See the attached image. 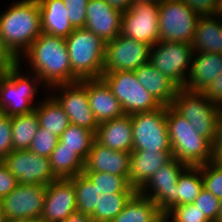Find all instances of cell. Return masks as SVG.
<instances>
[{
  "label": "cell",
  "instance_id": "cell-32",
  "mask_svg": "<svg viewBox=\"0 0 222 222\" xmlns=\"http://www.w3.org/2000/svg\"><path fill=\"white\" fill-rule=\"evenodd\" d=\"M13 150H28L40 127L35 111L11 116Z\"/></svg>",
  "mask_w": 222,
  "mask_h": 222
},
{
  "label": "cell",
  "instance_id": "cell-41",
  "mask_svg": "<svg viewBox=\"0 0 222 222\" xmlns=\"http://www.w3.org/2000/svg\"><path fill=\"white\" fill-rule=\"evenodd\" d=\"M196 12L200 17L222 14V0H179Z\"/></svg>",
  "mask_w": 222,
  "mask_h": 222
},
{
  "label": "cell",
  "instance_id": "cell-31",
  "mask_svg": "<svg viewBox=\"0 0 222 222\" xmlns=\"http://www.w3.org/2000/svg\"><path fill=\"white\" fill-rule=\"evenodd\" d=\"M204 188L200 166H187L180 174L175 191V206L192 204Z\"/></svg>",
  "mask_w": 222,
  "mask_h": 222
},
{
  "label": "cell",
  "instance_id": "cell-3",
  "mask_svg": "<svg viewBox=\"0 0 222 222\" xmlns=\"http://www.w3.org/2000/svg\"><path fill=\"white\" fill-rule=\"evenodd\" d=\"M166 123L173 157L186 166L211 161L212 144L171 106H167Z\"/></svg>",
  "mask_w": 222,
  "mask_h": 222
},
{
  "label": "cell",
  "instance_id": "cell-29",
  "mask_svg": "<svg viewBox=\"0 0 222 222\" xmlns=\"http://www.w3.org/2000/svg\"><path fill=\"white\" fill-rule=\"evenodd\" d=\"M34 111L38 116L40 127L46 128L47 131L54 133L58 137L70 125L66 112L53 96L47 97V100L38 103Z\"/></svg>",
  "mask_w": 222,
  "mask_h": 222
},
{
  "label": "cell",
  "instance_id": "cell-8",
  "mask_svg": "<svg viewBox=\"0 0 222 222\" xmlns=\"http://www.w3.org/2000/svg\"><path fill=\"white\" fill-rule=\"evenodd\" d=\"M200 16L179 0H163L158 11L159 41L191 44Z\"/></svg>",
  "mask_w": 222,
  "mask_h": 222
},
{
  "label": "cell",
  "instance_id": "cell-16",
  "mask_svg": "<svg viewBox=\"0 0 222 222\" xmlns=\"http://www.w3.org/2000/svg\"><path fill=\"white\" fill-rule=\"evenodd\" d=\"M187 166L173 157L168 163L159 168L150 180L139 190L157 204L159 210L166 215L175 207V191L178 178ZM148 187L153 192L147 193Z\"/></svg>",
  "mask_w": 222,
  "mask_h": 222
},
{
  "label": "cell",
  "instance_id": "cell-4",
  "mask_svg": "<svg viewBox=\"0 0 222 222\" xmlns=\"http://www.w3.org/2000/svg\"><path fill=\"white\" fill-rule=\"evenodd\" d=\"M65 41L73 74L79 80L102 78L106 43L85 28H75Z\"/></svg>",
  "mask_w": 222,
  "mask_h": 222
},
{
  "label": "cell",
  "instance_id": "cell-25",
  "mask_svg": "<svg viewBox=\"0 0 222 222\" xmlns=\"http://www.w3.org/2000/svg\"><path fill=\"white\" fill-rule=\"evenodd\" d=\"M38 4L43 33L67 38L74 31L63 0H38Z\"/></svg>",
  "mask_w": 222,
  "mask_h": 222
},
{
  "label": "cell",
  "instance_id": "cell-13",
  "mask_svg": "<svg viewBox=\"0 0 222 222\" xmlns=\"http://www.w3.org/2000/svg\"><path fill=\"white\" fill-rule=\"evenodd\" d=\"M2 162L21 185L47 186L58 179L51 170L50 158L39 156L29 150H13Z\"/></svg>",
  "mask_w": 222,
  "mask_h": 222
},
{
  "label": "cell",
  "instance_id": "cell-49",
  "mask_svg": "<svg viewBox=\"0 0 222 222\" xmlns=\"http://www.w3.org/2000/svg\"><path fill=\"white\" fill-rule=\"evenodd\" d=\"M9 222H43V221L39 218H28V219L13 220V221H9Z\"/></svg>",
  "mask_w": 222,
  "mask_h": 222
},
{
  "label": "cell",
  "instance_id": "cell-5",
  "mask_svg": "<svg viewBox=\"0 0 222 222\" xmlns=\"http://www.w3.org/2000/svg\"><path fill=\"white\" fill-rule=\"evenodd\" d=\"M20 64L18 61L4 70L0 69V111L9 116L33 112L36 106L31 104L38 92L37 83H42L36 74L33 78L23 76Z\"/></svg>",
  "mask_w": 222,
  "mask_h": 222
},
{
  "label": "cell",
  "instance_id": "cell-46",
  "mask_svg": "<svg viewBox=\"0 0 222 222\" xmlns=\"http://www.w3.org/2000/svg\"><path fill=\"white\" fill-rule=\"evenodd\" d=\"M18 60L5 47L0 34V69L4 70L9 66L16 64Z\"/></svg>",
  "mask_w": 222,
  "mask_h": 222
},
{
  "label": "cell",
  "instance_id": "cell-28",
  "mask_svg": "<svg viewBox=\"0 0 222 222\" xmlns=\"http://www.w3.org/2000/svg\"><path fill=\"white\" fill-rule=\"evenodd\" d=\"M163 216L156 203L136 191L111 222H157Z\"/></svg>",
  "mask_w": 222,
  "mask_h": 222
},
{
  "label": "cell",
  "instance_id": "cell-6",
  "mask_svg": "<svg viewBox=\"0 0 222 222\" xmlns=\"http://www.w3.org/2000/svg\"><path fill=\"white\" fill-rule=\"evenodd\" d=\"M171 107L213 144L222 107L208 100L203 92H191L184 88L178 89Z\"/></svg>",
  "mask_w": 222,
  "mask_h": 222
},
{
  "label": "cell",
  "instance_id": "cell-35",
  "mask_svg": "<svg viewBox=\"0 0 222 222\" xmlns=\"http://www.w3.org/2000/svg\"><path fill=\"white\" fill-rule=\"evenodd\" d=\"M131 197H109L95 208L90 216L92 222H111L124 208Z\"/></svg>",
  "mask_w": 222,
  "mask_h": 222
},
{
  "label": "cell",
  "instance_id": "cell-44",
  "mask_svg": "<svg viewBox=\"0 0 222 222\" xmlns=\"http://www.w3.org/2000/svg\"><path fill=\"white\" fill-rule=\"evenodd\" d=\"M203 93L208 100L222 107V72Z\"/></svg>",
  "mask_w": 222,
  "mask_h": 222
},
{
  "label": "cell",
  "instance_id": "cell-7",
  "mask_svg": "<svg viewBox=\"0 0 222 222\" xmlns=\"http://www.w3.org/2000/svg\"><path fill=\"white\" fill-rule=\"evenodd\" d=\"M102 79L119 100L125 114L149 112L162 105L139 83L134 71L102 73Z\"/></svg>",
  "mask_w": 222,
  "mask_h": 222
},
{
  "label": "cell",
  "instance_id": "cell-9",
  "mask_svg": "<svg viewBox=\"0 0 222 222\" xmlns=\"http://www.w3.org/2000/svg\"><path fill=\"white\" fill-rule=\"evenodd\" d=\"M166 114L167 106L131 114L133 150L172 151Z\"/></svg>",
  "mask_w": 222,
  "mask_h": 222
},
{
  "label": "cell",
  "instance_id": "cell-53",
  "mask_svg": "<svg viewBox=\"0 0 222 222\" xmlns=\"http://www.w3.org/2000/svg\"><path fill=\"white\" fill-rule=\"evenodd\" d=\"M157 222H171L169 221L168 217L167 216H163L161 219H159Z\"/></svg>",
  "mask_w": 222,
  "mask_h": 222
},
{
  "label": "cell",
  "instance_id": "cell-50",
  "mask_svg": "<svg viewBox=\"0 0 222 222\" xmlns=\"http://www.w3.org/2000/svg\"><path fill=\"white\" fill-rule=\"evenodd\" d=\"M163 0H132V3L145 2L160 5Z\"/></svg>",
  "mask_w": 222,
  "mask_h": 222
},
{
  "label": "cell",
  "instance_id": "cell-15",
  "mask_svg": "<svg viewBox=\"0 0 222 222\" xmlns=\"http://www.w3.org/2000/svg\"><path fill=\"white\" fill-rule=\"evenodd\" d=\"M46 187L42 184H18L1 200L7 222L28 218L40 219L44 208Z\"/></svg>",
  "mask_w": 222,
  "mask_h": 222
},
{
  "label": "cell",
  "instance_id": "cell-48",
  "mask_svg": "<svg viewBox=\"0 0 222 222\" xmlns=\"http://www.w3.org/2000/svg\"><path fill=\"white\" fill-rule=\"evenodd\" d=\"M108 4H110L113 8L120 10L121 12H125L132 5V0H105Z\"/></svg>",
  "mask_w": 222,
  "mask_h": 222
},
{
  "label": "cell",
  "instance_id": "cell-43",
  "mask_svg": "<svg viewBox=\"0 0 222 222\" xmlns=\"http://www.w3.org/2000/svg\"><path fill=\"white\" fill-rule=\"evenodd\" d=\"M18 181L16 177L8 170V168L0 161V200L11 193L16 186Z\"/></svg>",
  "mask_w": 222,
  "mask_h": 222
},
{
  "label": "cell",
  "instance_id": "cell-37",
  "mask_svg": "<svg viewBox=\"0 0 222 222\" xmlns=\"http://www.w3.org/2000/svg\"><path fill=\"white\" fill-rule=\"evenodd\" d=\"M204 181V188L210 191L214 196L222 198V165L207 162L200 166Z\"/></svg>",
  "mask_w": 222,
  "mask_h": 222
},
{
  "label": "cell",
  "instance_id": "cell-24",
  "mask_svg": "<svg viewBox=\"0 0 222 222\" xmlns=\"http://www.w3.org/2000/svg\"><path fill=\"white\" fill-rule=\"evenodd\" d=\"M139 83L162 106H171L178 87L150 62L134 70Z\"/></svg>",
  "mask_w": 222,
  "mask_h": 222
},
{
  "label": "cell",
  "instance_id": "cell-39",
  "mask_svg": "<svg viewBox=\"0 0 222 222\" xmlns=\"http://www.w3.org/2000/svg\"><path fill=\"white\" fill-rule=\"evenodd\" d=\"M165 216L171 222H210L193 203L175 206Z\"/></svg>",
  "mask_w": 222,
  "mask_h": 222
},
{
  "label": "cell",
  "instance_id": "cell-26",
  "mask_svg": "<svg viewBox=\"0 0 222 222\" xmlns=\"http://www.w3.org/2000/svg\"><path fill=\"white\" fill-rule=\"evenodd\" d=\"M68 179L73 183L76 191L77 210L89 216L106 198L133 196V194H114V190H103L96 187L83 173Z\"/></svg>",
  "mask_w": 222,
  "mask_h": 222
},
{
  "label": "cell",
  "instance_id": "cell-20",
  "mask_svg": "<svg viewBox=\"0 0 222 222\" xmlns=\"http://www.w3.org/2000/svg\"><path fill=\"white\" fill-rule=\"evenodd\" d=\"M85 89L90 108L98 124L125 114L119 100L102 78L85 79Z\"/></svg>",
  "mask_w": 222,
  "mask_h": 222
},
{
  "label": "cell",
  "instance_id": "cell-19",
  "mask_svg": "<svg viewBox=\"0 0 222 222\" xmlns=\"http://www.w3.org/2000/svg\"><path fill=\"white\" fill-rule=\"evenodd\" d=\"M130 156V152L104 147L95 140L84 163L83 172L109 173L129 180Z\"/></svg>",
  "mask_w": 222,
  "mask_h": 222
},
{
  "label": "cell",
  "instance_id": "cell-27",
  "mask_svg": "<svg viewBox=\"0 0 222 222\" xmlns=\"http://www.w3.org/2000/svg\"><path fill=\"white\" fill-rule=\"evenodd\" d=\"M191 45L193 52L222 54V14L200 17Z\"/></svg>",
  "mask_w": 222,
  "mask_h": 222
},
{
  "label": "cell",
  "instance_id": "cell-52",
  "mask_svg": "<svg viewBox=\"0 0 222 222\" xmlns=\"http://www.w3.org/2000/svg\"><path fill=\"white\" fill-rule=\"evenodd\" d=\"M218 222H222V198L220 199V208L218 213Z\"/></svg>",
  "mask_w": 222,
  "mask_h": 222
},
{
  "label": "cell",
  "instance_id": "cell-22",
  "mask_svg": "<svg viewBox=\"0 0 222 222\" xmlns=\"http://www.w3.org/2000/svg\"><path fill=\"white\" fill-rule=\"evenodd\" d=\"M172 158V151L133 150L130 156V185L139 191Z\"/></svg>",
  "mask_w": 222,
  "mask_h": 222
},
{
  "label": "cell",
  "instance_id": "cell-18",
  "mask_svg": "<svg viewBox=\"0 0 222 222\" xmlns=\"http://www.w3.org/2000/svg\"><path fill=\"white\" fill-rule=\"evenodd\" d=\"M86 14L84 28L92 31L105 43L120 34L122 12L113 8L105 0H89Z\"/></svg>",
  "mask_w": 222,
  "mask_h": 222
},
{
  "label": "cell",
  "instance_id": "cell-23",
  "mask_svg": "<svg viewBox=\"0 0 222 222\" xmlns=\"http://www.w3.org/2000/svg\"><path fill=\"white\" fill-rule=\"evenodd\" d=\"M96 141L116 151H133V130L131 115L107 120L99 123L96 134Z\"/></svg>",
  "mask_w": 222,
  "mask_h": 222
},
{
  "label": "cell",
  "instance_id": "cell-1",
  "mask_svg": "<svg viewBox=\"0 0 222 222\" xmlns=\"http://www.w3.org/2000/svg\"><path fill=\"white\" fill-rule=\"evenodd\" d=\"M24 55L47 87L80 81L72 72L65 38L42 32Z\"/></svg>",
  "mask_w": 222,
  "mask_h": 222
},
{
  "label": "cell",
  "instance_id": "cell-21",
  "mask_svg": "<svg viewBox=\"0 0 222 222\" xmlns=\"http://www.w3.org/2000/svg\"><path fill=\"white\" fill-rule=\"evenodd\" d=\"M221 72L222 54L193 52L191 70L183 88L191 92H204Z\"/></svg>",
  "mask_w": 222,
  "mask_h": 222
},
{
  "label": "cell",
  "instance_id": "cell-2",
  "mask_svg": "<svg viewBox=\"0 0 222 222\" xmlns=\"http://www.w3.org/2000/svg\"><path fill=\"white\" fill-rule=\"evenodd\" d=\"M41 33L38 0L18 1L0 15L3 43L18 61Z\"/></svg>",
  "mask_w": 222,
  "mask_h": 222
},
{
  "label": "cell",
  "instance_id": "cell-33",
  "mask_svg": "<svg viewBox=\"0 0 222 222\" xmlns=\"http://www.w3.org/2000/svg\"><path fill=\"white\" fill-rule=\"evenodd\" d=\"M59 138L61 147L73 150V153L77 154L84 162L96 140L93 131L74 124H70Z\"/></svg>",
  "mask_w": 222,
  "mask_h": 222
},
{
  "label": "cell",
  "instance_id": "cell-14",
  "mask_svg": "<svg viewBox=\"0 0 222 222\" xmlns=\"http://www.w3.org/2000/svg\"><path fill=\"white\" fill-rule=\"evenodd\" d=\"M53 87L56 90L58 88L62 91V94L52 96L66 112L70 124L84 127L96 134L99 124L89 105L87 90L85 89V79L74 83L54 85L51 88Z\"/></svg>",
  "mask_w": 222,
  "mask_h": 222
},
{
  "label": "cell",
  "instance_id": "cell-11",
  "mask_svg": "<svg viewBox=\"0 0 222 222\" xmlns=\"http://www.w3.org/2000/svg\"><path fill=\"white\" fill-rule=\"evenodd\" d=\"M151 46L119 34L106 43L103 73L134 71L149 62Z\"/></svg>",
  "mask_w": 222,
  "mask_h": 222
},
{
  "label": "cell",
  "instance_id": "cell-34",
  "mask_svg": "<svg viewBox=\"0 0 222 222\" xmlns=\"http://www.w3.org/2000/svg\"><path fill=\"white\" fill-rule=\"evenodd\" d=\"M83 174L96 187L103 190H114V194H134L136 192L124 176L103 172H83Z\"/></svg>",
  "mask_w": 222,
  "mask_h": 222
},
{
  "label": "cell",
  "instance_id": "cell-38",
  "mask_svg": "<svg viewBox=\"0 0 222 222\" xmlns=\"http://www.w3.org/2000/svg\"><path fill=\"white\" fill-rule=\"evenodd\" d=\"M210 222H218L220 199L203 188L193 203Z\"/></svg>",
  "mask_w": 222,
  "mask_h": 222
},
{
  "label": "cell",
  "instance_id": "cell-17",
  "mask_svg": "<svg viewBox=\"0 0 222 222\" xmlns=\"http://www.w3.org/2000/svg\"><path fill=\"white\" fill-rule=\"evenodd\" d=\"M76 210V191L68 178L57 179L47 185L40 217L43 222H63Z\"/></svg>",
  "mask_w": 222,
  "mask_h": 222
},
{
  "label": "cell",
  "instance_id": "cell-42",
  "mask_svg": "<svg viewBox=\"0 0 222 222\" xmlns=\"http://www.w3.org/2000/svg\"><path fill=\"white\" fill-rule=\"evenodd\" d=\"M13 151L11 116L0 112V161Z\"/></svg>",
  "mask_w": 222,
  "mask_h": 222
},
{
  "label": "cell",
  "instance_id": "cell-51",
  "mask_svg": "<svg viewBox=\"0 0 222 222\" xmlns=\"http://www.w3.org/2000/svg\"><path fill=\"white\" fill-rule=\"evenodd\" d=\"M0 222H7V219L5 218L3 204H2L1 200H0Z\"/></svg>",
  "mask_w": 222,
  "mask_h": 222
},
{
  "label": "cell",
  "instance_id": "cell-45",
  "mask_svg": "<svg viewBox=\"0 0 222 222\" xmlns=\"http://www.w3.org/2000/svg\"><path fill=\"white\" fill-rule=\"evenodd\" d=\"M211 162L222 165V109L218 119L216 138L212 144Z\"/></svg>",
  "mask_w": 222,
  "mask_h": 222
},
{
  "label": "cell",
  "instance_id": "cell-40",
  "mask_svg": "<svg viewBox=\"0 0 222 222\" xmlns=\"http://www.w3.org/2000/svg\"><path fill=\"white\" fill-rule=\"evenodd\" d=\"M68 12V19L74 28H84L86 7L89 0H63Z\"/></svg>",
  "mask_w": 222,
  "mask_h": 222
},
{
  "label": "cell",
  "instance_id": "cell-47",
  "mask_svg": "<svg viewBox=\"0 0 222 222\" xmlns=\"http://www.w3.org/2000/svg\"><path fill=\"white\" fill-rule=\"evenodd\" d=\"M63 222H92V220L89 215L76 210Z\"/></svg>",
  "mask_w": 222,
  "mask_h": 222
},
{
  "label": "cell",
  "instance_id": "cell-30",
  "mask_svg": "<svg viewBox=\"0 0 222 222\" xmlns=\"http://www.w3.org/2000/svg\"><path fill=\"white\" fill-rule=\"evenodd\" d=\"M84 161L66 147H61V141L57 143L50 156V167L58 179L71 178L82 174Z\"/></svg>",
  "mask_w": 222,
  "mask_h": 222
},
{
  "label": "cell",
  "instance_id": "cell-12",
  "mask_svg": "<svg viewBox=\"0 0 222 222\" xmlns=\"http://www.w3.org/2000/svg\"><path fill=\"white\" fill-rule=\"evenodd\" d=\"M159 5L153 3H132L122 12L120 34L146 43L151 47L159 42Z\"/></svg>",
  "mask_w": 222,
  "mask_h": 222
},
{
  "label": "cell",
  "instance_id": "cell-10",
  "mask_svg": "<svg viewBox=\"0 0 222 222\" xmlns=\"http://www.w3.org/2000/svg\"><path fill=\"white\" fill-rule=\"evenodd\" d=\"M192 55L189 43L159 41L151 47L149 62L180 89L190 73Z\"/></svg>",
  "mask_w": 222,
  "mask_h": 222
},
{
  "label": "cell",
  "instance_id": "cell-36",
  "mask_svg": "<svg viewBox=\"0 0 222 222\" xmlns=\"http://www.w3.org/2000/svg\"><path fill=\"white\" fill-rule=\"evenodd\" d=\"M59 140L60 138L54 133L39 127L28 150L39 156L50 158Z\"/></svg>",
  "mask_w": 222,
  "mask_h": 222
}]
</instances>
